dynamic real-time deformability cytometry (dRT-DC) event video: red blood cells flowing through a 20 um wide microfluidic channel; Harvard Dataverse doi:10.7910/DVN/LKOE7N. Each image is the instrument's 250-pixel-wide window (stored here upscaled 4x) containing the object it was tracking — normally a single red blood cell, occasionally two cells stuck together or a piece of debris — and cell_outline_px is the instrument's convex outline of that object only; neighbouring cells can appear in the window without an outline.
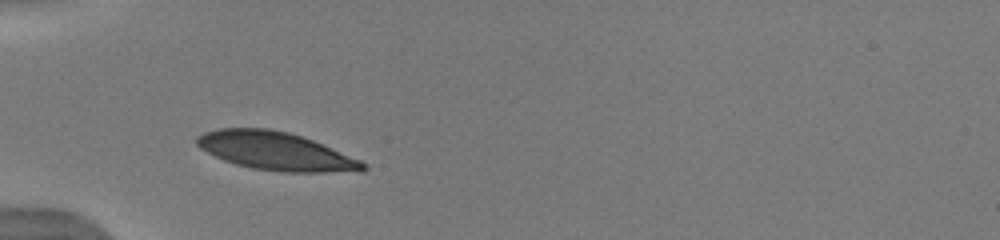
{"species": "human", "species_latin": "Homo sapiens", "temperature_condition": "warm", "stored_images_in_passage": 24, "camera_frame_rate_fps": 3000, "um_per_image_px": 0.085, "donor": {"sex": "male"}, "frame": {"image": 1, "passage_image": 1, "time_ms": 0.0, "image_size_px": [1000, 240], "cell_outline_px": [[368, 168], [364, 172], [280, 172], [252, 168], [236, 164], [224, 160], [200, 148], [196, 144], [196, 136], [204, 132], [220, 128], [268, 128], [288, 132], [304, 136], [360, 160], [368, 164]], "centroid_in_image_um": [23.48, 12.85], "position_along_channel_um": 61.5, "area_um2": 37.17}, "authors_computed_cell_mechanics": {"area_um2": 36.6741, "velocity_mm_per_s": 3.9121, "shape_relaxation_time_tau1_ms": 1.4225, "shape_relaxation_time_tau2_ms": null, "deformation_change_tau1": 0.0904, "deformation_change_tau2": null}}